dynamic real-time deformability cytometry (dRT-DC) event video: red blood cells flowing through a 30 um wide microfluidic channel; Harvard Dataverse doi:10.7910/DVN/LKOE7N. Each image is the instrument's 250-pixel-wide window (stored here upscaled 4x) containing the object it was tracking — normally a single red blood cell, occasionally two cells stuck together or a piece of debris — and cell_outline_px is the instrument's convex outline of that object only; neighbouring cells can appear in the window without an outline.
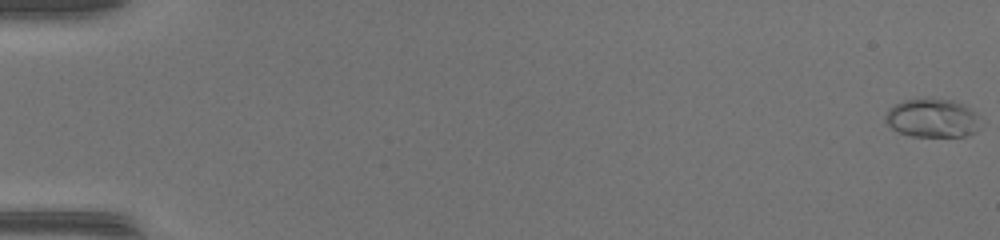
{"species": "common noctule bat (a hibernating species)", "species_latin": "Nyctalus noctula", "temperature_condition": "warm", "stored_images_in_passage": 52, "camera_frame_rate_fps": 3000, "um_per_image_px": 0.085, "animal": {"sex": "female", "body_mass_g": 17.0, "forearm_length_mm": 48.0}, "frame": {"image": 1, "passage_image": 1, "time_ms": 0.0, "image_size_px": [1000, 240], "cell_outline_px": [[980, 128], [976, 132], [964, 136], [912, 136], [900, 132], [892, 128], [884, 120], [884, 116], [888, 108], [904, 100], [924, 96], [932, 96], [952, 100], [964, 104], [976, 112]], "centroid_in_image_um": [79.24, 9.99], "position_along_channel_um": 5.8, "area_um2": 21.96}}
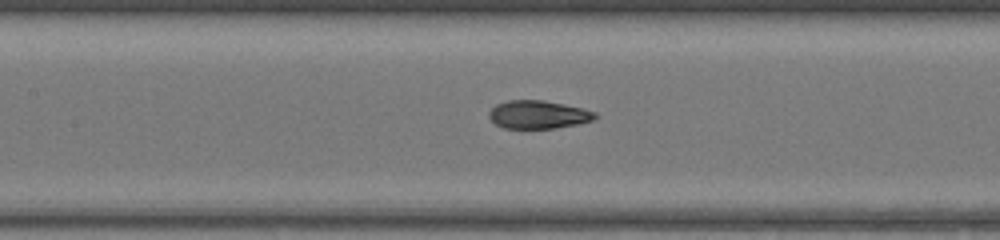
{"frame": {"image": 2, "passage_image": 26, "time_ms": 8.333, "image_size_px": [1000, 240], "cell_outline_px": [[600, 116], [592, 120], [576, 124], [556, 128], [504, 128], [496, 124], [488, 116], [488, 112], [496, 104], [508, 100], [544, 100], [584, 108], [596, 112]], "centroid_in_image_um": [45.77, 9.73], "position_along_channel_um": 161.6, "area_um2": 17.46}}
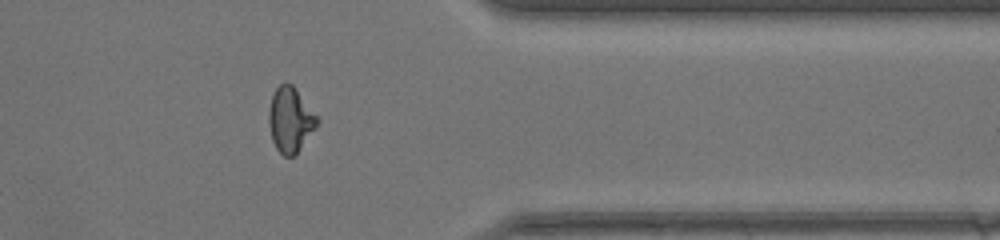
{"frame": {"image": 3, "passage_image": 43, "time_ms": 14.0, "image_size_px": [1000, 240], "cell_outline_px": [[320, 120], [316, 128], [296, 152], [292, 156], [284, 156], [276, 148], [272, 140], [268, 124], [268, 112], [272, 96], [276, 88], [284, 80], [292, 84]], "centroid_in_image_um": [24.66, 10.15], "position_along_channel_um": 386.7, "area_um2": 18.15}, "authors_computed_cell_mechanics": {"area_um2": 18.3515, "velocity_mm_per_s": 4.1731, "shape_relaxation_time_tau1_ms": 9.8675, "shape_relaxation_time_tau2_ms": null, "deformation_change_tau1": 0.3574, "deformation_change_tau2": null}}